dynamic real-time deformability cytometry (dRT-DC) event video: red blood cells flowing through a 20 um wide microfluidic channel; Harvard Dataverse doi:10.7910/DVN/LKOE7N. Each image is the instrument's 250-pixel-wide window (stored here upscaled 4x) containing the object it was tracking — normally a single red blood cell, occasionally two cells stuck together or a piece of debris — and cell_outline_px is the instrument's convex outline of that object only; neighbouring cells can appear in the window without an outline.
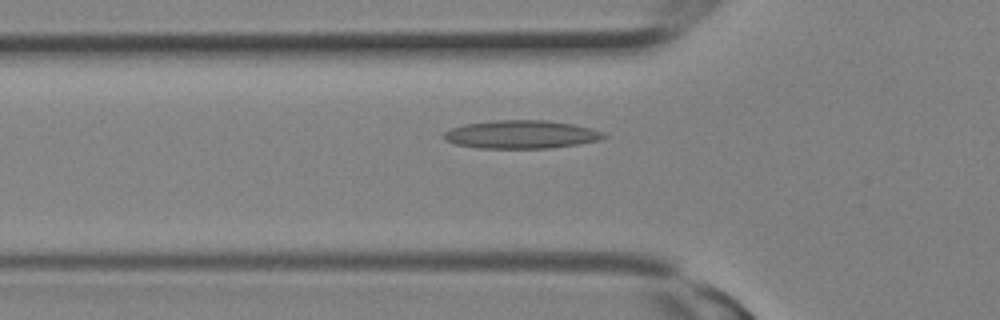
{"species": "Egyptian fruit bat (a non-hibernating species)", "species_latin": "Rousettus aegyptiacus", "temperature_condition": "room temperature", "stored_images_in_passage": 15, "camera_frame_rate_fps": 3000, "um_per_image_px": 0.085, "animal": {"sex": "female"}, "frame": {"image": 1, "passage_image": 4, "time_ms": 1.0, "image_size_px": [1000, 320], "cell_outline_px": [[608, 136], [600, 140], [580, 144], [548, 148], [480, 148], [456, 144], [444, 140], [444, 132], [452, 128], [464, 124], [492, 120], [544, 120], [572, 124], [592, 128], [604, 132]], "centroid_in_image_um": [44.33, 11.42], "position_along_channel_um": 81.5, "area_um2": 26.36}}
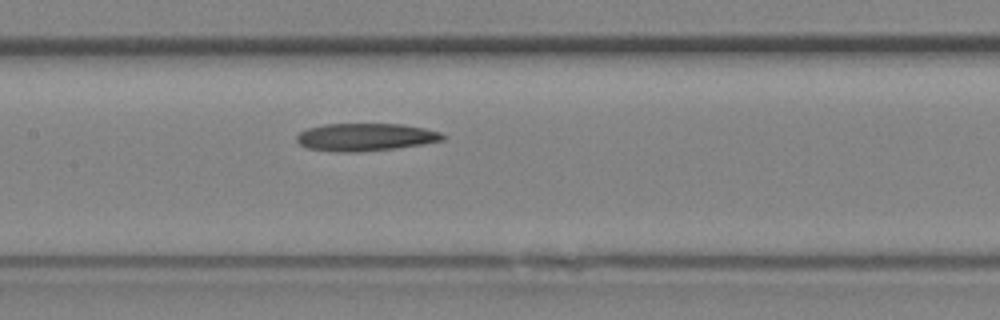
{"frame": {"image": 2, "passage_image": 8, "time_ms": 2.333, "image_size_px": [1000, 320], "cell_outline_px": [[448, 136], [444, 140], [396, 148], [360, 152], [336, 152], [308, 148], [300, 144], [296, 140], [296, 136], [300, 132], [308, 128], [324, 124], [400, 124], [424, 128], [440, 132]], "centroid_in_image_um": [31.06, 11.65], "position_along_channel_um": 176.3, "area_um2": 23.52}}
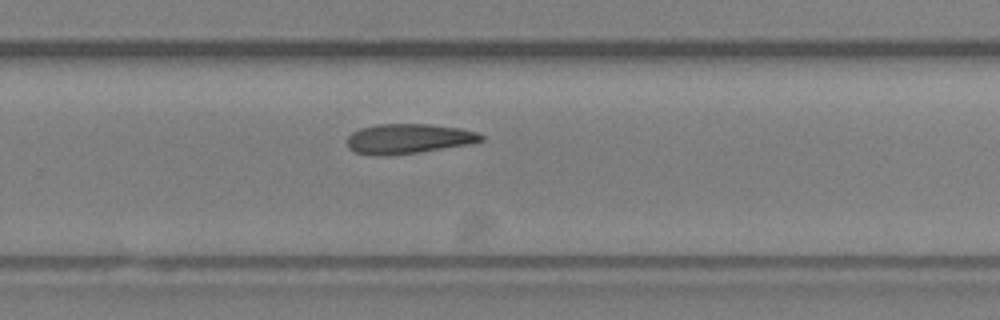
{"frame": {"image": 3, "passage_image": 13, "time_ms": 4.0, "image_size_px": [1000, 320], "cell_outline_px": [[484, 140], [472, 144], [420, 152], [388, 156], [376, 156], [356, 152], [348, 148], [344, 140], [352, 132], [360, 128], [376, 124], [428, 124], [460, 128], [476, 132], [484, 136]], "centroid_in_image_um": [34.69, 11.8], "position_along_channel_um": 295.1, "area_um2": 23.7}}